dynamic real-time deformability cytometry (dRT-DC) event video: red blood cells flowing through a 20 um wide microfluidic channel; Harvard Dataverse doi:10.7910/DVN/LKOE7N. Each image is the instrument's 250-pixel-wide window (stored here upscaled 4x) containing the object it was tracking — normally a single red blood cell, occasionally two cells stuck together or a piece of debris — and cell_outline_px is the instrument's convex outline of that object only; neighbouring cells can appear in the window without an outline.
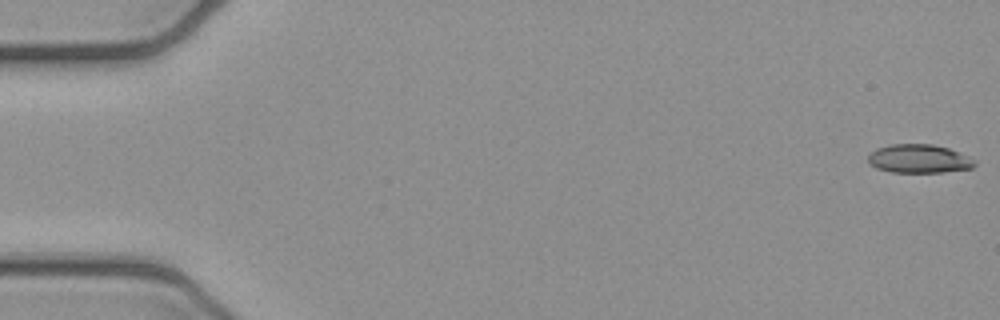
{"species": "common noctule bat (a hibernating species)", "species_latin": "Nyctalus noctula", "temperature_condition": "cold", "stored_images_in_passage": 47, "camera_frame_rate_fps": 3000, "um_per_image_px": 0.085, "animal": {"sex": "female", "body_mass_g": 21.9}, "frame": {"image": 1, "passage_image": 1, "time_ms": 0.0, "image_size_px": [1000, 320], "cell_outline_px": [[976, 164], [972, 168], [944, 172], [892, 172], [876, 168], [868, 164], [868, 156], [876, 148], [892, 144], [932, 144], [948, 148], [968, 156], [976, 160]], "centroid_in_image_um": [78.11, 13.49], "position_along_channel_um": 6.9, "area_um2": 17.8}}
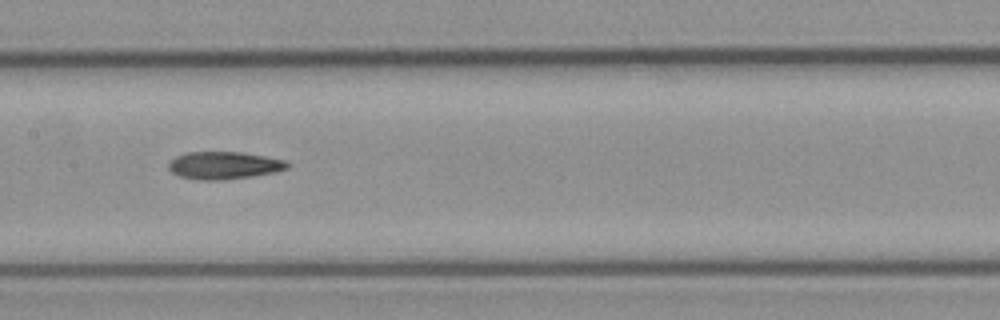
{"frame": {"image": 2, "passage_image": 26, "time_ms": 8.333, "image_size_px": [1000, 320], "cell_outline_px": [[292, 164], [288, 168], [276, 172], [252, 176], [220, 180], [200, 180], [180, 176], [172, 172], [168, 168], [168, 160], [184, 152], [244, 152], [284, 160]], "centroid_in_image_um": [19.03, 14.05], "position_along_channel_um": 188.4, "area_um2": 19.19}}
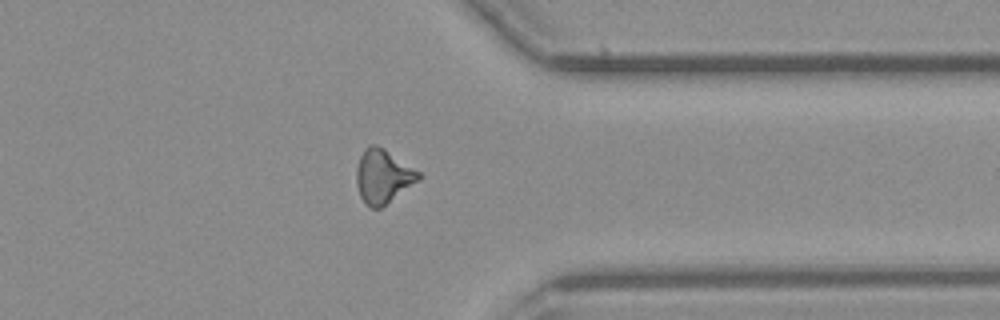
{"frame": {"image": 3, "passage_image": 41, "time_ms": 13.333, "image_size_px": [1000, 320], "cell_outline_px": [[424, 176], [420, 180], [380, 208], [368, 208], [364, 204], [360, 196], [356, 184], [356, 168], [360, 156], [364, 148], [368, 144], [376, 144], [384, 148], [420, 172]], "centroid_in_image_um": [32.54, 14.98], "position_along_channel_um": 378.9, "area_um2": 19.77}}